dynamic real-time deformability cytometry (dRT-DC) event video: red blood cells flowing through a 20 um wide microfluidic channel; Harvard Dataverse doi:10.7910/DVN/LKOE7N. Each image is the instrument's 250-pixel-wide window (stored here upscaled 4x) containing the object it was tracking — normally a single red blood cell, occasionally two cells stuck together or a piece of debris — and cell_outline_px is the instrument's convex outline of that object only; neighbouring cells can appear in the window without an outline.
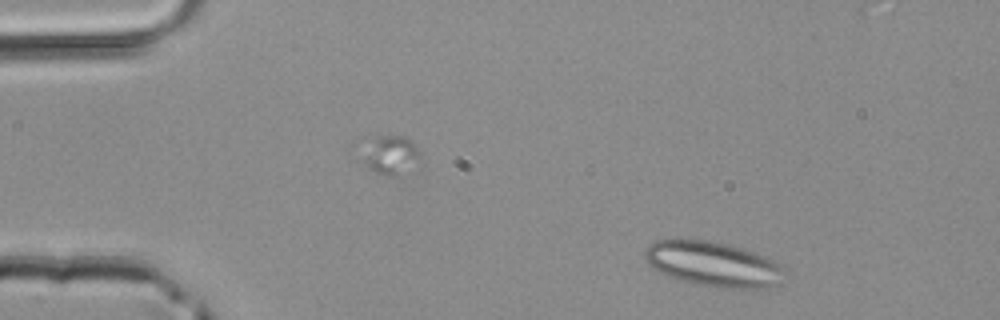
{"species": "common noctule bat (a hibernating species)", "species_latin": "Nyctalus noctula", "temperature_condition": "room temperature", "stored_images_in_passage": 3, "segment_of_instrument_passage": [2, 2], "camera_frame_rate_fps": 3000, "um_per_image_px": 0.085, "animal": {"sex": "male", "body_mass_g": 20.4}, "frame": {"image": 1, "passage_image": 3, "time_ms": 0.667, "image_size_px": [1000, 320], "cell_outline_px": [[780, 284], [764, 288], [716, 288], [692, 284], [680, 280], [660, 272], [652, 268], [648, 264], [644, 256], [644, 252], [648, 244], [656, 240], [704, 240], [724, 244], [740, 248], [764, 256], [780, 264]], "centroid_in_image_um": [60.54, 22.47], "position_along_channel_um": 24.5, "area_um2": 36.13}}